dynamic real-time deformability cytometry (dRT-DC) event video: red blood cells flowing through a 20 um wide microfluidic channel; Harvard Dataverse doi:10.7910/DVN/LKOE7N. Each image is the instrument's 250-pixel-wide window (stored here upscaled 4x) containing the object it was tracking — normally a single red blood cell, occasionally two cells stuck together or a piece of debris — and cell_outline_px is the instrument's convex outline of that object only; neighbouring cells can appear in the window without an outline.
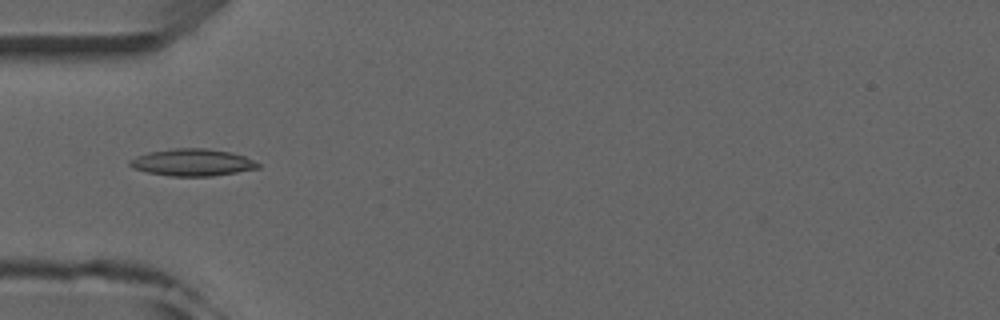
{"species": "common noctule bat (a hibernating species)", "species_latin": "Nyctalus noctula", "temperature_condition": "room temperature", "stored_images_in_passage": 6, "camera_frame_rate_fps": 3000, "um_per_image_px": 0.085, "animal": {"sex": "male", "forearm_length_mm": 52.5}, "frame": {"image": 1, "passage_image": 5, "time_ms": 4.667, "image_size_px": [1000, 320], "cell_outline_px": [[260, 168], [212, 176], [168, 176], [148, 172], [132, 168], [128, 164], [128, 160], [136, 156], [148, 152], [172, 148], [208, 148], [232, 152], [244, 156], [260, 164]], "centroid_in_image_um": [16.32, 13.8], "position_along_channel_um": 68.7, "area_um2": 20.35}}
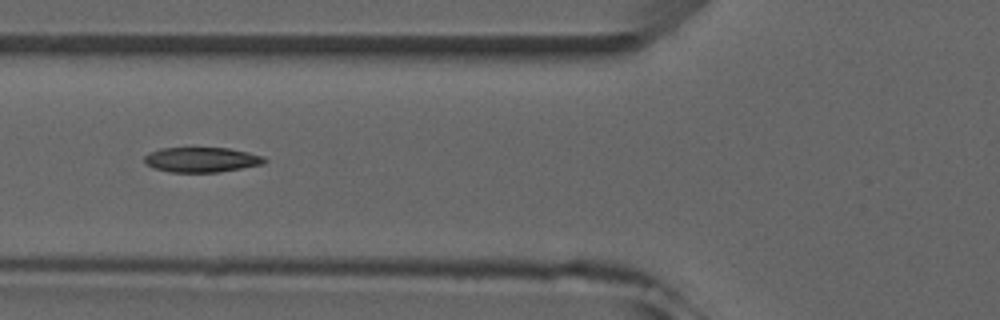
{"frame": {"image": 2, "passage_image": 6, "time_ms": 5.667, "image_size_px": [1000, 320], "cell_outline_px": [[268, 160], [264, 164], [220, 172], [168, 172], [152, 168], [144, 164], [144, 156], [148, 152], [160, 148], [228, 148], [248, 152], [264, 156]], "centroid_in_image_um": [17.11, 13.58], "position_along_channel_um": 108.7, "area_um2": 17.74}}